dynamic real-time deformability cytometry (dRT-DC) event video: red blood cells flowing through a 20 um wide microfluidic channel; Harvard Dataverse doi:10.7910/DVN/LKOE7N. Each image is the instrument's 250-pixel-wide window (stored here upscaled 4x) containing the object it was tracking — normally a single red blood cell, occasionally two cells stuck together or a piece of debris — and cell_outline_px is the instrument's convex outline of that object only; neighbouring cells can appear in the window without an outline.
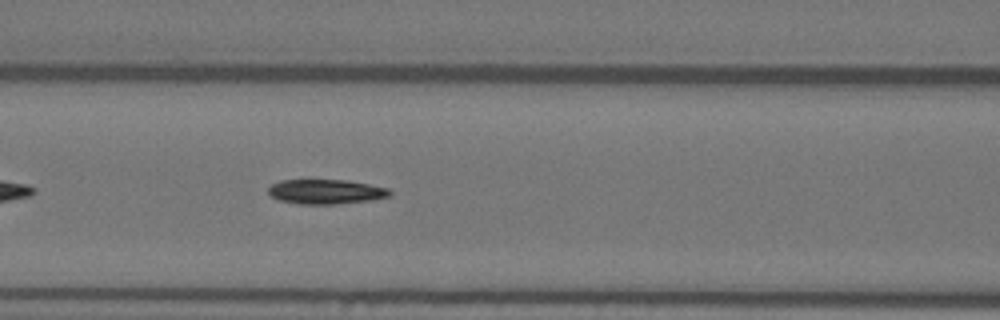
{"species": "Egyptian fruit bat (a non-hibernating species)", "species_latin": "Rousettus aegyptiacus", "temperature_condition": "warm", "stored_images_in_passage": 41, "camera_frame_rate_fps": 3000, "um_per_image_px": 0.085, "animal": {"sex": "female"}, "frame": {"image": 1, "passage_image": 9, "time_ms": 2.667, "image_size_px": [1000, 320], "cell_outline_px": [[392, 196], [372, 200], [336, 204], [296, 204], [280, 200], [268, 196], [268, 188], [272, 184], [280, 180], [344, 180], [368, 184], [388, 188], [392, 192]], "centroid_in_image_um": [27.69, 16.3], "position_along_channel_um": 138.9, "area_um2": 17.57}}
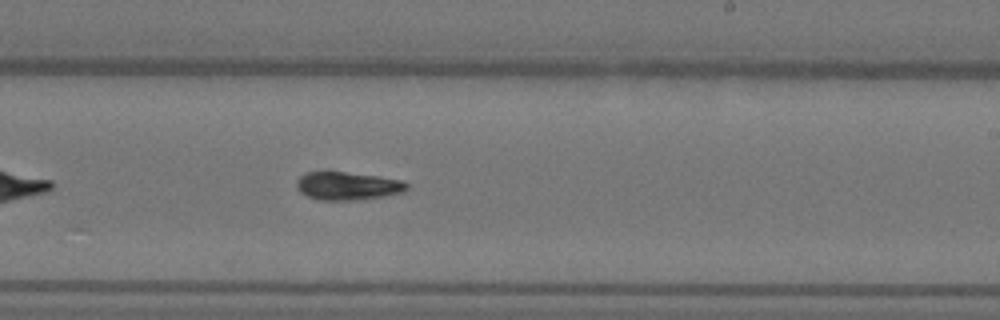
{"frame": {"image": 2, "passage_image": 19, "time_ms": 6.0, "image_size_px": [1000, 320], "cell_outline_px": [[408, 188], [404, 192], [384, 196], [360, 200], [320, 200], [308, 196], [300, 192], [296, 188], [296, 180], [304, 172], [344, 172], [376, 176], [404, 180], [408, 184]], "centroid_in_image_um": [29.55, 15.81], "position_along_channel_um": 259.5, "area_um2": 18.15}}
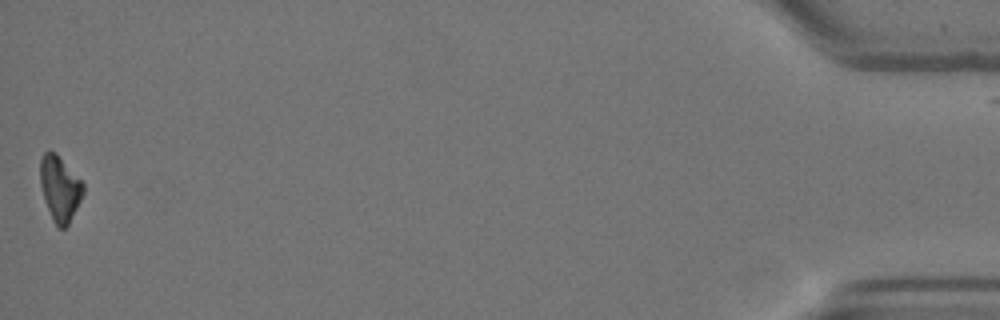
{"frame": {"image": 3, "passage_image": 41, "time_ms": 13.333, "image_size_px": [1000, 320], "cell_outline_px": [[84, 192], [68, 224], [64, 228], [60, 228], [52, 220], [44, 200], [40, 184], [40, 156], [44, 152], [56, 152], [84, 184]], "centroid_in_image_um": [5.06, 16.0], "position_along_channel_um": 430.1, "area_um2": 16.18}, "authors_computed_cell_mechanics": {"area_um2": 17.3978, "velocity_mm_per_s": 3.6292, "shape_relaxation_time_tau1_ms": 3.7891, "shape_relaxation_time_tau2_ms": 8.9685, "deformation_change_tau1": 0.1882, "deformation_change_tau2": 0.1415}}